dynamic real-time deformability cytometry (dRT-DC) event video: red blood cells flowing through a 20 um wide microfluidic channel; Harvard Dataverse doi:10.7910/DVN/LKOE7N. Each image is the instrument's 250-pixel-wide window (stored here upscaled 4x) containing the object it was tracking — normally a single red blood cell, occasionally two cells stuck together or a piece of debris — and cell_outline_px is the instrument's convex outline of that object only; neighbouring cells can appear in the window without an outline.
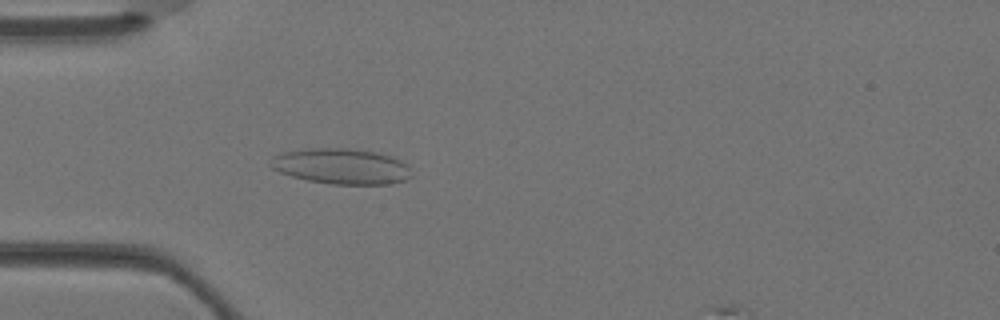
{"species": "Egyptian fruit bat (a non-hibernating species)", "species_latin": "Rousettus aegyptiacus", "temperature_condition": "warm", "stored_images_in_passage": 3, "camera_frame_rate_fps": 3000, "um_per_image_px": 0.085, "animal": {"sex": "female"}, "frame": {"image": 1, "passage_image": 2, "time_ms": 0.333, "image_size_px": [1000, 320], "cell_outline_px": [[412, 176], [404, 180], [388, 184], [332, 184], [308, 180], [292, 176], [280, 172], [272, 168], [268, 164], [272, 156], [284, 152], [312, 148], [344, 148], [372, 152], [392, 156], [408, 164]], "centroid_in_image_um": [29.0, 14.14], "position_along_channel_um": 56.0, "area_um2": 29.07}}